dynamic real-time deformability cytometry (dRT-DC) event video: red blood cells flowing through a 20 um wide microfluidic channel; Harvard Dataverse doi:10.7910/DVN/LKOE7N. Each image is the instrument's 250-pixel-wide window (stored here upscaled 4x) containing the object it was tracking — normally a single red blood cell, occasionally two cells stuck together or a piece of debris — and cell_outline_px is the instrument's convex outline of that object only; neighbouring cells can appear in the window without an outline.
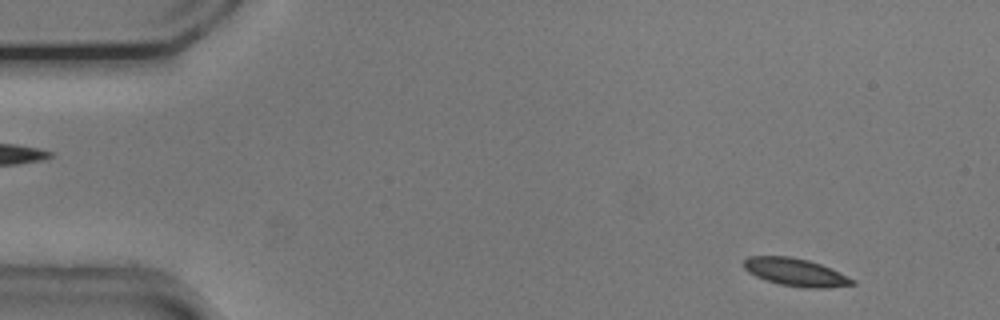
{"species": "common noctule bat (a hibernating species)", "species_latin": "Nyctalus noctula", "temperature_condition": "cold", "stored_images_in_passage": 53, "camera_frame_rate_fps": 3000, "um_per_image_px": 0.085, "animal": {"sex": "male", "body_mass_g": 20.5, "forearm_length_mm": 52.5}, "frame": {"image": 1, "passage_image": 4, "time_ms": 1.0, "image_size_px": [1000, 320], "cell_outline_px": [[856, 284], [828, 288], [804, 288], [780, 284], [764, 280], [748, 272], [744, 268], [744, 260], [748, 256], [792, 256], [808, 260], [820, 264], [856, 280]], "centroid_in_image_um": [67.61, 23.14], "position_along_channel_um": 17.4, "area_um2": 17.57}}
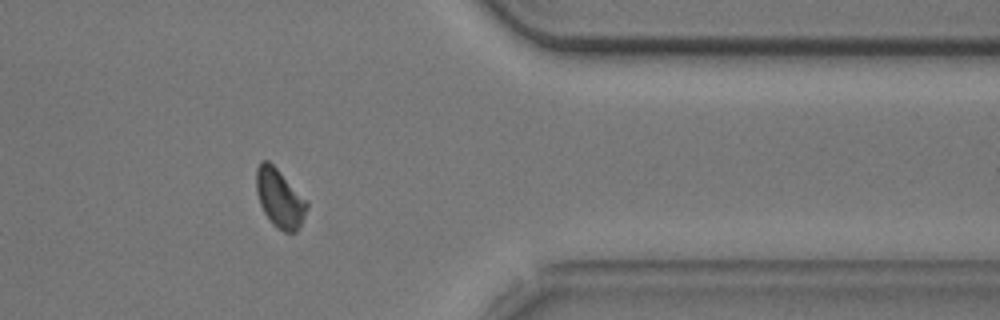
{"frame": {"image": 2, "passage_image": 43, "time_ms": 14.0, "image_size_px": [1000, 320], "cell_outline_px": [[308, 208], [296, 232], [284, 232], [276, 228], [272, 224], [264, 212], [260, 204], [256, 192], [256, 168], [260, 160], [268, 160], [308, 200]], "centroid_in_image_um": [23.76, 16.85], "position_along_channel_um": 387.6, "area_um2": 17.34}}
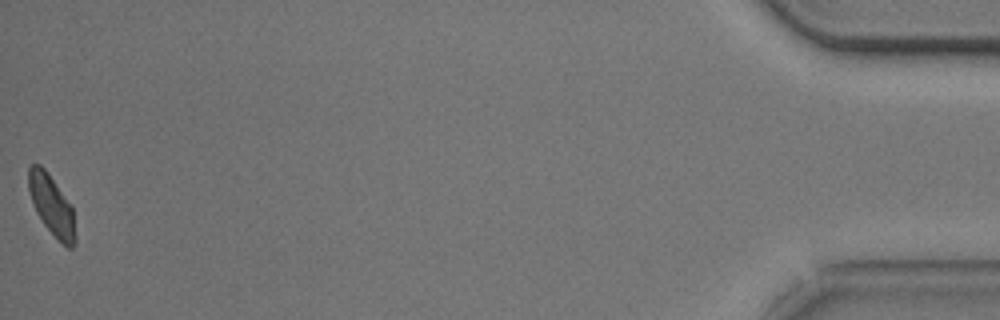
{"frame": {"image": 3, "passage_image": 53, "time_ms": 17.333, "image_size_px": [1000, 320], "cell_outline_px": [[76, 244], [72, 248], [68, 248], [44, 224], [36, 212], [28, 188], [28, 168], [32, 164], [40, 164], [48, 172], [72, 204], [76, 236]], "centroid_in_image_um": [4.41, 17.42], "position_along_channel_um": 430.8, "area_um2": 16.42}, "authors_computed_cell_mechanics": {"area_um2": 17.629, "velocity_mm_per_s": 3.7326, "shape_relaxation_time_tau1_ms": 2.2923, "shape_relaxation_time_tau2_ms": 3.2487, "deformation_change_tau1": 0.0906, "deformation_change_tau2": 0.0649}}